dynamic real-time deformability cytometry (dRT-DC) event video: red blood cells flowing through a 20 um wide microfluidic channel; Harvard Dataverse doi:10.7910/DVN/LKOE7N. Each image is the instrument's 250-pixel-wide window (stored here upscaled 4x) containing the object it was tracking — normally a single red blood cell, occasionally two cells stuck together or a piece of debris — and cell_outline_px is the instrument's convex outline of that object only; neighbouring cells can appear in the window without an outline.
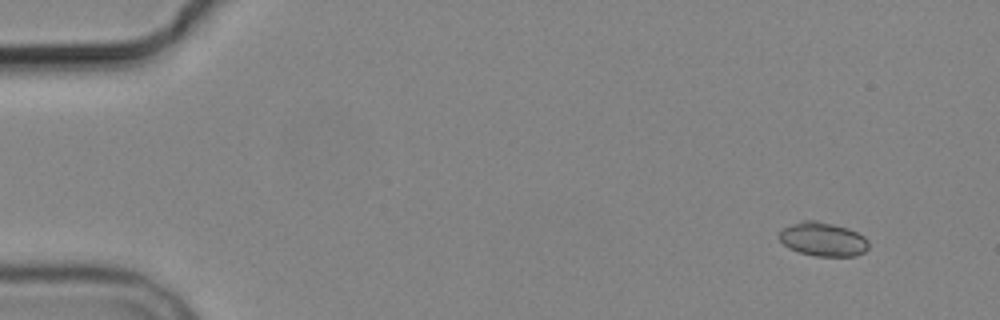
{"species": "common noctule bat (a hibernating species)", "species_latin": "Nyctalus noctula", "temperature_condition": "cold", "stored_images_in_passage": 10, "camera_frame_rate_fps": 3000, "um_per_image_px": 0.085, "animal": {"sex": "male", "body_mass_g": 19.2, "forearm_length_mm": 51.8}, "frame": {"image": 1, "passage_image": 2, "time_ms": 1.333, "image_size_px": [1000, 320], "cell_outline_px": [[868, 248], [864, 252], [856, 256], [816, 256], [800, 252], [788, 248], [780, 240], [780, 232], [784, 228], [800, 220], [816, 220], [848, 228], [864, 236], [868, 240]], "centroid_in_image_um": [69.97, 20.34], "position_along_channel_um": 15.0, "area_um2": 17.57}}
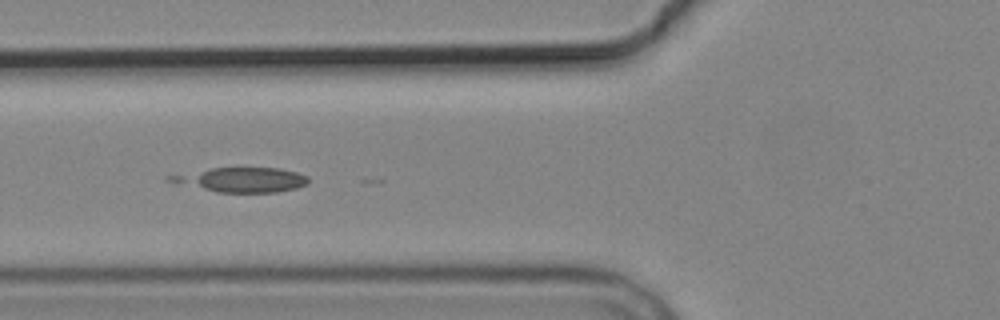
{"frame": {"image": 2, "passage_image": 7, "time_ms": 7.0, "image_size_px": [1000, 320], "cell_outline_px": [[308, 184], [296, 188], [276, 192], [216, 192], [204, 188], [192, 180], [196, 176], [212, 168], [280, 168], [296, 172], [308, 176]], "centroid_in_image_um": [21.29, 15.29], "position_along_channel_um": 104.5, "area_um2": 16.94}}
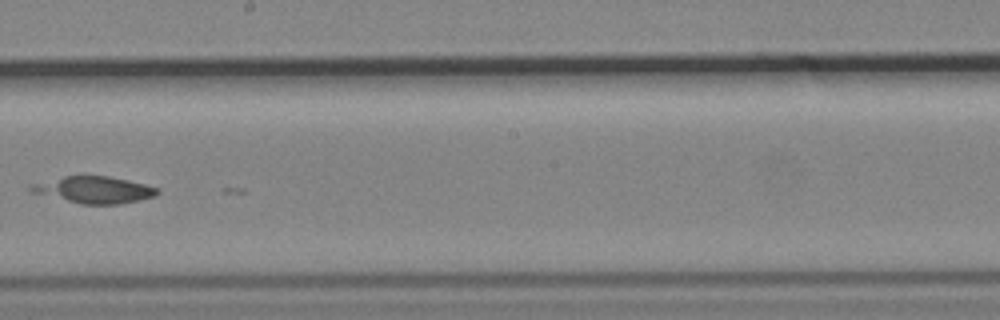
{"frame": {"image": 3, "passage_image": 10, "time_ms": 10.667, "image_size_px": [1000, 320], "cell_outline_px": [[160, 192], [156, 196], [120, 204], [80, 204], [32, 192], [28, 188], [32, 184], [80, 172], [84, 172], [108, 176], [128, 180], [160, 188]], "centroid_in_image_um": [8.01, 16.09], "position_along_channel_um": 240.2, "area_um2": 20.23}}